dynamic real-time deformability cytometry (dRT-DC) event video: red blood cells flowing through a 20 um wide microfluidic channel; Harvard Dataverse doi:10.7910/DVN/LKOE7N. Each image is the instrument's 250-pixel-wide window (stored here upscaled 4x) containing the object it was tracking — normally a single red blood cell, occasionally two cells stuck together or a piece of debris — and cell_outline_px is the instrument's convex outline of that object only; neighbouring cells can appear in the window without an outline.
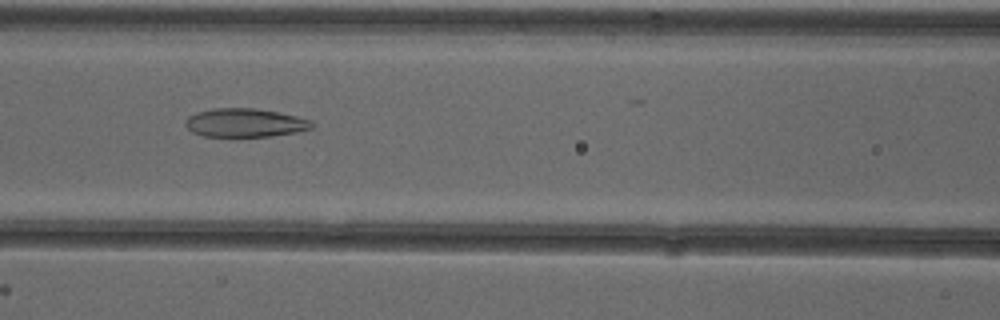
{"species": "common noctule bat (a hibernating species)", "species_latin": "Nyctalus noctula", "temperature_condition": "cold", "stored_images_in_passage": 32, "camera_frame_rate_fps": 3000, "um_per_image_px": 0.085, "animal": {"sex": "female"}, "frame": {"image": 1, "passage_image": 7, "time_ms": 2.0, "image_size_px": [1000, 320], "cell_outline_px": [[312, 128], [296, 132], [272, 136], [204, 136], [192, 132], [184, 124], [184, 120], [188, 116], [196, 112], [216, 108], [256, 108], [296, 116], [312, 120]], "centroid_in_image_um": [20.79, 10.43], "position_along_channel_um": 145.8, "area_um2": 20.98}}
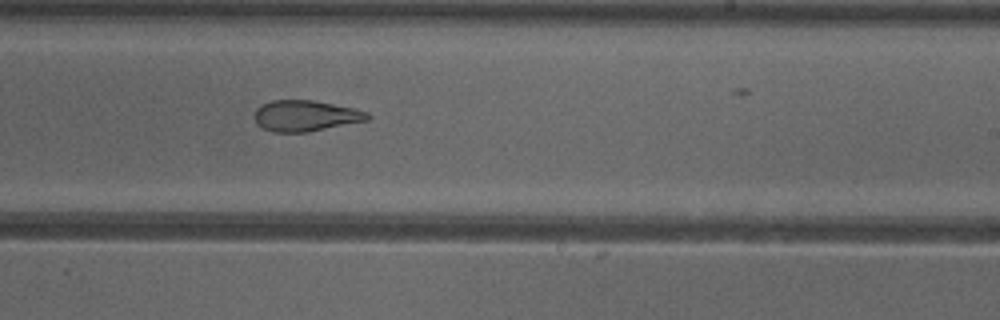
{"frame": {"image": 2, "passage_image": 16, "time_ms": 5.0, "image_size_px": [1000, 320], "cell_outline_px": [[372, 116], [368, 120], [308, 132], [272, 132], [256, 124], [256, 108], [260, 104], [272, 100], [312, 100], [352, 108], [368, 112]], "centroid_in_image_um": [25.96, 9.84], "position_along_channel_um": 263.0, "area_um2": 20.29}}
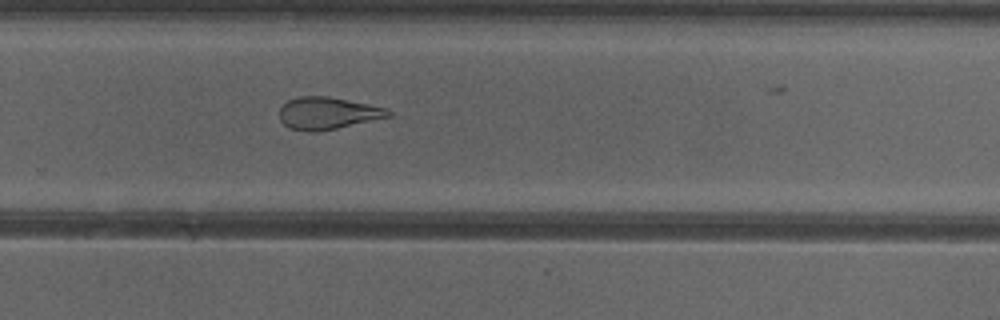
{"frame": {"image": 3, "passage_image": 19, "time_ms": 6.0, "image_size_px": [1000, 320], "cell_outline_px": [[392, 116], [336, 128], [312, 132], [308, 132], [288, 128], [280, 120], [280, 108], [288, 100], [300, 96], [328, 96], [388, 108], [392, 112]], "centroid_in_image_um": [27.85, 9.62], "position_along_channel_um": 302.0, "area_um2": 20.35}, "authors_computed_cell_mechanics": {"area_um2": 21.2415, "velocity_mm_per_s": 3.913, "shape_relaxation_time_tau1_ms": null, "shape_relaxation_time_tau2_ms": 2.7251, "deformation_change_tau1": null, "deformation_change_tau2": 0.1166}}